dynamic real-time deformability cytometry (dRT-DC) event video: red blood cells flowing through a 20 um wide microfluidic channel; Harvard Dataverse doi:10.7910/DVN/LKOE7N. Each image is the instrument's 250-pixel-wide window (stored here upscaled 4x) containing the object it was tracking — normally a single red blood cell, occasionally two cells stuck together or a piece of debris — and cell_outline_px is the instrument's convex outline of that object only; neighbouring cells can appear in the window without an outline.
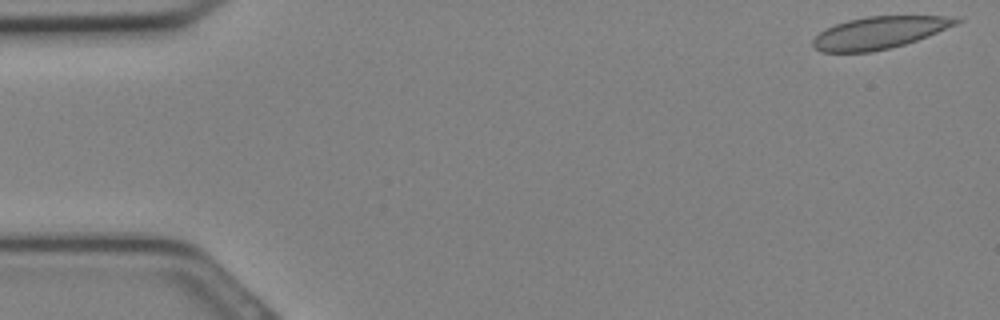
{"species": "Egyptian fruit bat (a non-hibernating species)", "species_latin": "Rousettus aegyptiacus", "temperature_condition": "cold", "stored_images_in_passage": 11, "camera_frame_rate_fps": 3000, "um_per_image_px": 0.085, "animal": {"sex": "female"}, "frame": {"image": 1, "passage_image": 1, "time_ms": 0.0, "image_size_px": [1000, 320], "cell_outline_px": [[964, 20], [956, 24], [928, 36], [904, 44], [888, 48], [868, 52], [820, 52], [812, 44], [812, 40], [820, 32], [836, 24], [848, 20], [868, 16], [948, 16]], "centroid_in_image_um": [74.73, 2.77], "position_along_channel_um": 10.3, "area_um2": 26.47}}
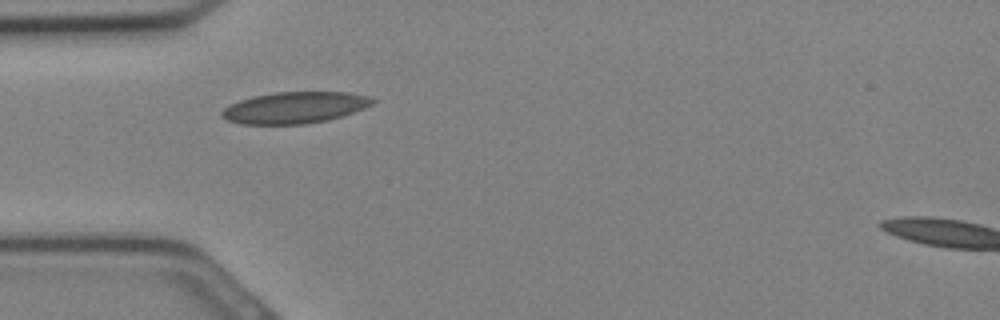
{"frame": {"image": 2, "passage_image": 9, "time_ms": 2.667, "image_size_px": [1000, 320], "cell_outline_px": [[380, 100], [364, 108], [328, 120], [304, 124], [244, 124], [228, 120], [220, 116], [220, 112], [224, 108], [240, 100], [252, 96], [276, 92], [348, 92], [368, 96]], "centroid_in_image_um": [25.07, 9.14], "position_along_channel_um": 59.9, "area_um2": 27.57}}
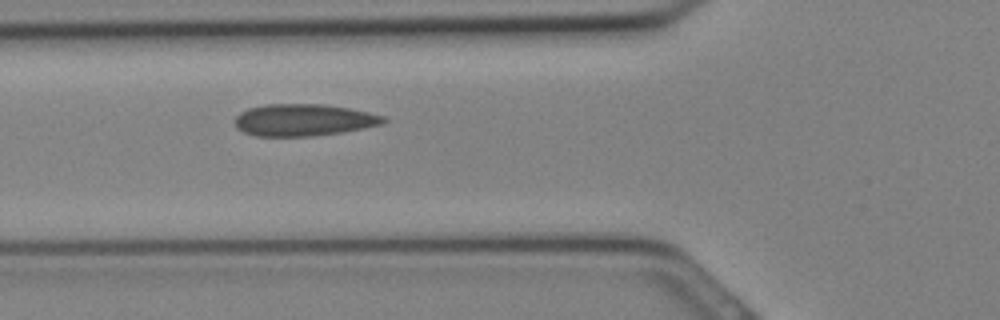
{"frame": {"image": 3, "passage_image": 11, "time_ms": 3.333, "image_size_px": [1000, 320], "cell_outline_px": [[388, 120], [380, 124], [364, 128], [344, 132], [312, 136], [256, 136], [244, 132], [236, 128], [236, 116], [240, 112], [248, 108], [264, 104], [324, 104], [348, 108], [368, 112], [384, 116]], "centroid_in_image_um": [25.8, 10.2], "position_along_channel_um": 100.0, "area_um2": 27.69}}